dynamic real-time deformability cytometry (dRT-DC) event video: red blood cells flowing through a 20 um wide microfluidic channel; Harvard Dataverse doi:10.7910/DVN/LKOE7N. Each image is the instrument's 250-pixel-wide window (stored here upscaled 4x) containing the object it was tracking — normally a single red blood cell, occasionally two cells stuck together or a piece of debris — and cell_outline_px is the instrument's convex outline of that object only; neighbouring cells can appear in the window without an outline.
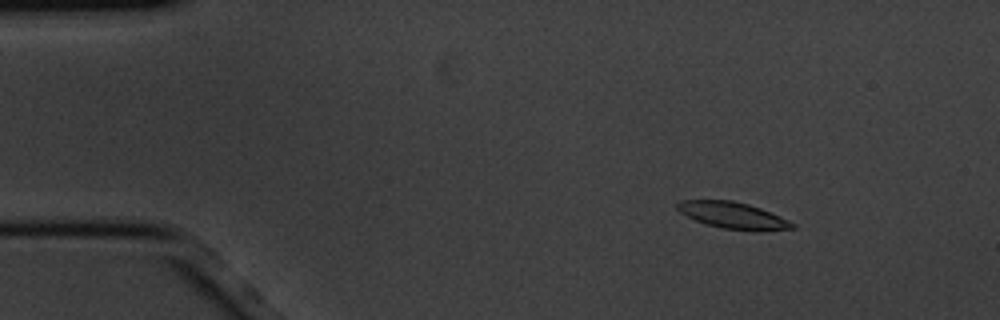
{"species": "common noctule bat (a hibernating species)", "species_latin": "Nyctalus noctula", "temperature_condition": "cold", "stored_images_in_passage": 6, "camera_frame_rate_fps": 3000, "um_per_image_px": 0.085, "animal": {"sex": "male", "body_mass_g": 20.1, "forearm_length_mm": 53.5}, "frame": {"image": 1, "passage_image": 3, "time_ms": 0.667, "image_size_px": [1000, 320], "cell_outline_px": [[796, 228], [760, 232], [720, 228], [704, 224], [680, 212], [676, 208], [676, 204], [680, 200], [732, 200], [748, 204], [760, 208], [780, 216], [796, 224]], "centroid_in_image_um": [62.33, 18.32], "position_along_channel_um": 22.7, "area_um2": 18.03}}